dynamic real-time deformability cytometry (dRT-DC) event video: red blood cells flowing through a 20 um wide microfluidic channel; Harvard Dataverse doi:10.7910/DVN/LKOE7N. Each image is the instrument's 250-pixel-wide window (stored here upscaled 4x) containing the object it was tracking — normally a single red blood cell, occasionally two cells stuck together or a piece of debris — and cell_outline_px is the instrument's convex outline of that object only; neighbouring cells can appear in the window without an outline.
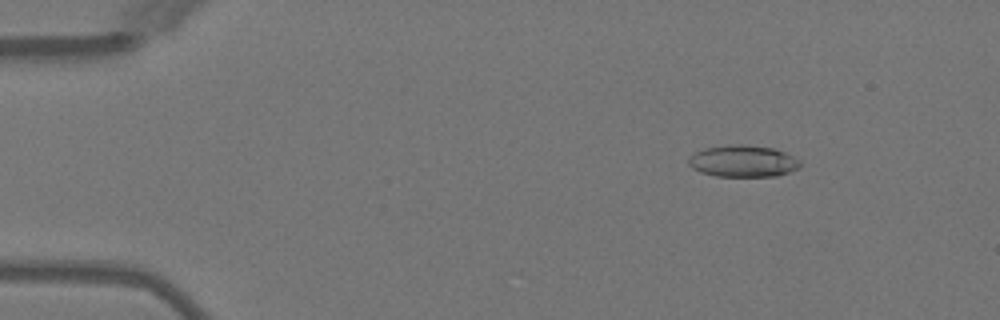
{"species": "Egyptian fruit bat (a non-hibernating species)", "species_latin": "Rousettus aegyptiacus", "temperature_condition": "warm", "stored_images_in_passage": 24, "camera_frame_rate_fps": 3000, "um_per_image_px": 0.085, "animal": {"sex": "female"}, "frame": {"image": 1, "passage_image": 7, "time_ms": 2.0, "image_size_px": [1000, 320], "cell_outline_px": [[800, 168], [776, 176], [716, 176], [700, 172], [692, 168], [688, 164], [688, 160], [696, 152], [704, 148], [736, 144], [744, 144], [772, 148], [784, 152], [800, 160]], "centroid_in_image_um": [63.16, 13.7], "position_along_channel_um": 21.8, "area_um2": 20.52}}
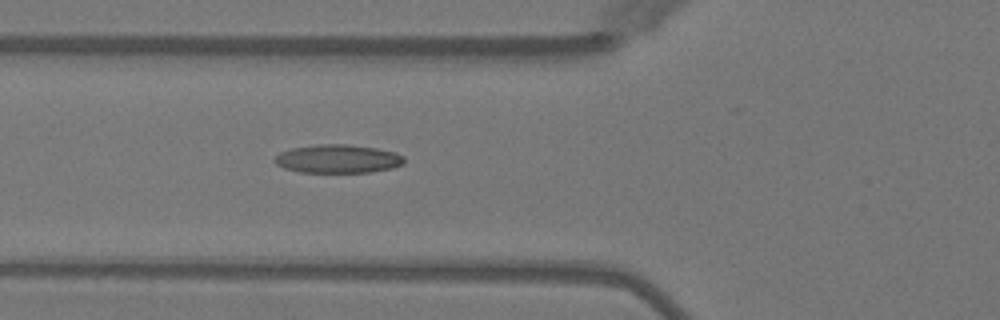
{"frame": {"image": 2, "passage_image": 19, "time_ms": 6.0, "image_size_px": [1000, 320], "cell_outline_px": [[404, 164], [392, 168], [372, 172], [300, 172], [284, 168], [276, 164], [272, 160], [280, 152], [292, 148], [316, 144], [348, 144], [376, 148], [396, 152], [404, 156]], "centroid_in_image_um": [28.72, 13.5], "position_along_channel_um": 97.1, "area_um2": 21.62}}
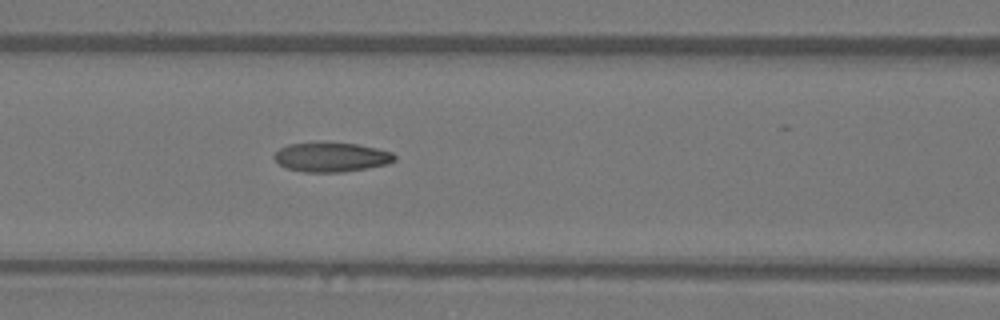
{"frame": {"image": 3, "passage_image": 22, "time_ms": 7.0, "image_size_px": [1000, 320], "cell_outline_px": [[396, 160], [388, 164], [368, 168], [340, 172], [304, 172], [288, 168], [280, 164], [272, 156], [280, 148], [288, 144], [356, 144], [376, 148], [392, 152], [396, 156]], "centroid_in_image_um": [28.2, 13.38], "position_along_channel_um": 138.4, "area_um2": 20.11}}